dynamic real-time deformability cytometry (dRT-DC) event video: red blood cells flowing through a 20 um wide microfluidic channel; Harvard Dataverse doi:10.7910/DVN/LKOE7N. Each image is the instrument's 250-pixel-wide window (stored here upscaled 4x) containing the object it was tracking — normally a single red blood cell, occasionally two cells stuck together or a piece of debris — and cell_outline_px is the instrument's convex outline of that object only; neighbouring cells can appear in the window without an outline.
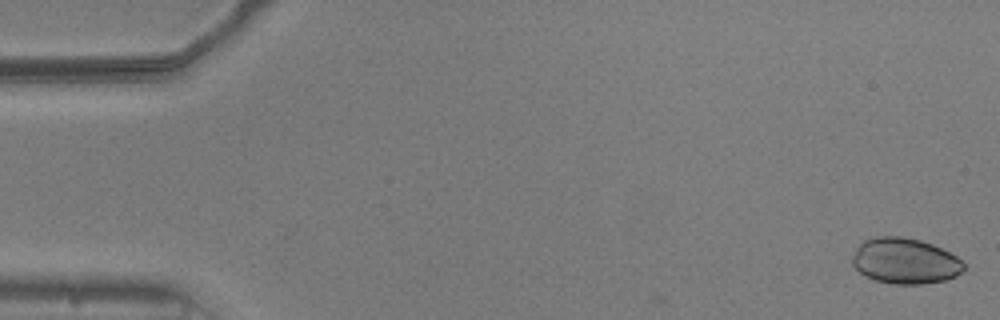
{"species": "common noctule bat (a hibernating species)", "species_latin": "Nyctalus noctula", "temperature_condition": "warm", "stored_images_in_passage": 3, "camera_frame_rate_fps": 3000, "um_per_image_px": 0.085, "animal": {"sex": "male", "body_mass_g": 20.5, "forearm_length_mm": 52.5}, "frame": {"image": 1, "passage_image": 1, "time_ms": 0.0, "image_size_px": [1000, 320], "cell_outline_px": [[964, 268], [956, 276], [944, 280], [920, 284], [892, 284], [876, 280], [864, 276], [852, 264], [852, 256], [856, 248], [864, 240], [876, 236], [900, 236], [920, 240], [932, 244], [956, 256], [964, 264]], "centroid_in_image_um": [76.89, 22.18], "position_along_channel_um": 8.1, "area_um2": 29.59}}